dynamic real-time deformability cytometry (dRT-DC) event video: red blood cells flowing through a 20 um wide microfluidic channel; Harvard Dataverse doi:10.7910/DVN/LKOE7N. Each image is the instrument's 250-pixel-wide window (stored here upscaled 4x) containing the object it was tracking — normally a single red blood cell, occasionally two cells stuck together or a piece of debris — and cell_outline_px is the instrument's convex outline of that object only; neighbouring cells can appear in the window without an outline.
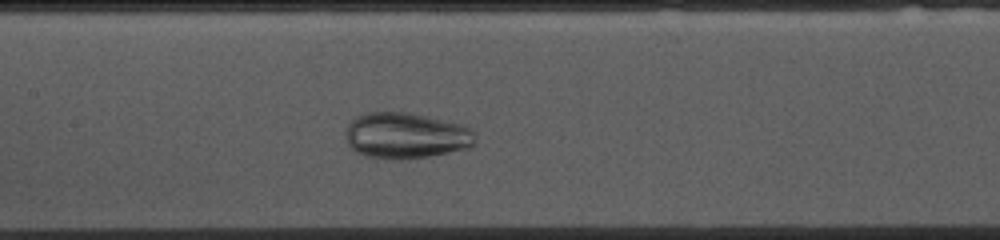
{"species": "common noctule bat (a hibernating species)", "species_latin": "Nyctalus noctula", "temperature_condition": "cold", "stored_images_in_passage": 28, "camera_frame_rate_fps": 3000, "um_per_image_px": 0.085, "animal": {"sex": "female", "body_mass_g": 10.0, "forearm_length_mm": 53.1}, "frame": {"image": 1, "passage_image": 9, "time_ms": 2.667, "image_size_px": [1000, 240], "cell_outline_px": [[476, 136], [472, 144], [468, 148], [428, 156], [396, 160], [384, 160], [364, 156], [356, 152], [348, 144], [344, 136], [348, 124], [356, 116], [368, 112], [408, 112], [460, 124], [472, 128]], "centroid_in_image_um": [34.45, 11.53], "position_along_channel_um": 172.9, "area_um2": 34.91}}
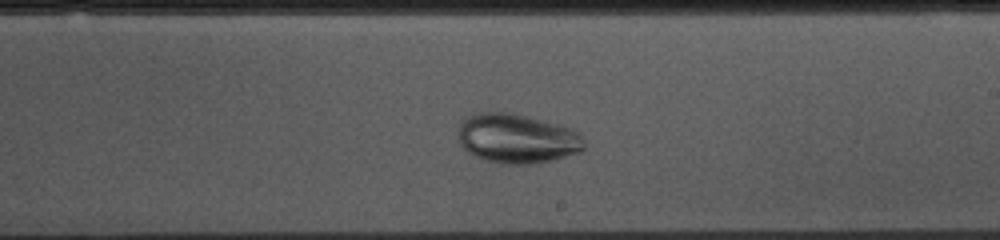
{"frame": {"image": 2, "passage_image": 15, "time_ms": 4.667, "image_size_px": [1000, 240], "cell_outline_px": [[584, 148], [580, 152], [552, 160], [536, 164], [500, 164], [484, 160], [468, 152], [460, 144], [460, 124], [468, 116], [480, 112], [512, 112], [528, 116], [572, 128], [580, 132], [584, 136]], "centroid_in_image_um": [43.99, 11.78], "position_along_channel_um": 245.0, "area_um2": 36.53}}
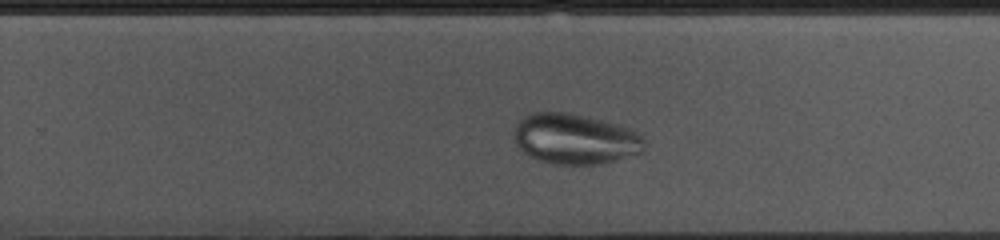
{"frame": {"image": 3, "passage_image": 18, "time_ms": 5.667, "image_size_px": [1000, 240], "cell_outline_px": [[644, 152], [604, 164], [552, 164], [528, 156], [516, 144], [512, 132], [516, 124], [524, 116], [532, 112], [568, 112], [632, 128], [644, 140]], "centroid_in_image_um": [48.87, 11.82], "position_along_channel_um": 280.9, "area_um2": 38.55}}